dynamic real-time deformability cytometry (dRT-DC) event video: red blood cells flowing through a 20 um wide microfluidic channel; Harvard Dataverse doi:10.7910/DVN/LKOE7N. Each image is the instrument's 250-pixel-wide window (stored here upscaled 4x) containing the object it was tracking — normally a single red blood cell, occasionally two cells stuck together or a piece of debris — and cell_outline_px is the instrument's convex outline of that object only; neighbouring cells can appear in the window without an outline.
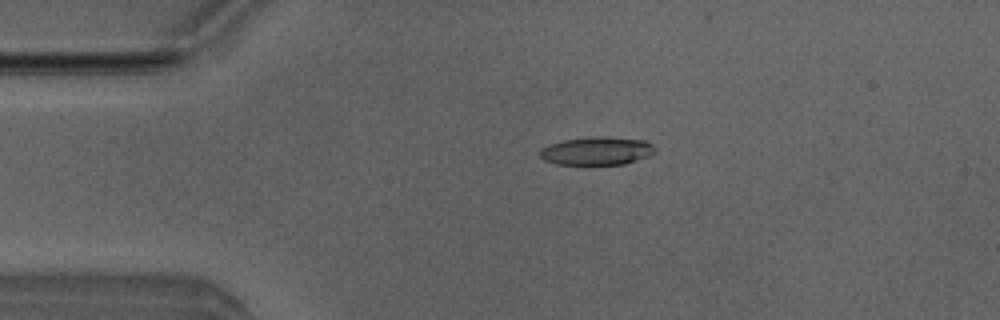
{"species": "Egyptian fruit bat (a non-hibernating species)", "species_latin": "Rousettus aegyptiacus", "temperature_condition": "room temperature", "stored_images_in_passage": 51, "camera_frame_rate_fps": 3000, "um_per_image_px": 0.085, "animal": {"sex": "male"}, "frame": {"image": 1, "passage_image": 11, "time_ms": 3.333, "image_size_px": [1000, 320], "cell_outline_px": [[656, 152], [648, 156], [624, 164], [556, 164], [544, 160], [540, 156], [540, 148], [548, 144], [564, 140], [592, 136], [600, 136], [644, 140], [652, 144], [656, 148]], "centroid_in_image_um": [50.72, 12.82], "position_along_channel_um": 34.3, "area_um2": 18.9}}
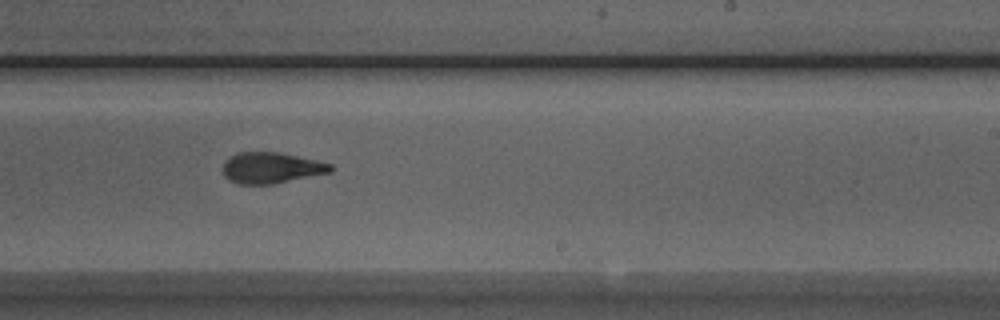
{"frame": {"image": 2, "passage_image": 31, "time_ms": 10.0, "image_size_px": [1000, 320], "cell_outline_px": [[332, 172], [272, 184], [236, 184], [228, 180], [224, 176], [224, 164], [236, 152], [276, 152], [296, 156], [332, 164]], "centroid_in_image_um": [23.04, 14.28], "position_along_channel_um": 266.0, "area_um2": 19.19}}
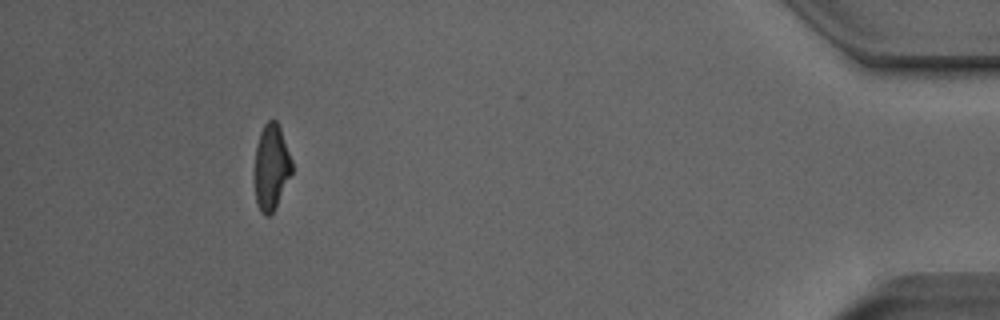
{"frame": {"image": 3, "passage_image": 47, "time_ms": 15.333, "image_size_px": [1000, 320], "cell_outline_px": [[292, 172], [272, 212], [268, 216], [264, 216], [260, 212], [256, 200], [256, 144], [260, 132], [264, 124], [268, 120], [276, 120], [280, 128], [292, 160]], "centroid_in_image_um": [23.06, 14.17], "position_along_channel_um": 412.1, "area_um2": 18.09}, "authors_computed_cell_mechanics": {"area_um2": 19.7098, "velocity_mm_per_s": 4.0191, "shape_relaxation_time_tau1_ms": 4.611, "shape_relaxation_time_tau2_ms": 1.8292, "deformation_change_tau1": 0.1656, "deformation_change_tau2": 0.1089}}